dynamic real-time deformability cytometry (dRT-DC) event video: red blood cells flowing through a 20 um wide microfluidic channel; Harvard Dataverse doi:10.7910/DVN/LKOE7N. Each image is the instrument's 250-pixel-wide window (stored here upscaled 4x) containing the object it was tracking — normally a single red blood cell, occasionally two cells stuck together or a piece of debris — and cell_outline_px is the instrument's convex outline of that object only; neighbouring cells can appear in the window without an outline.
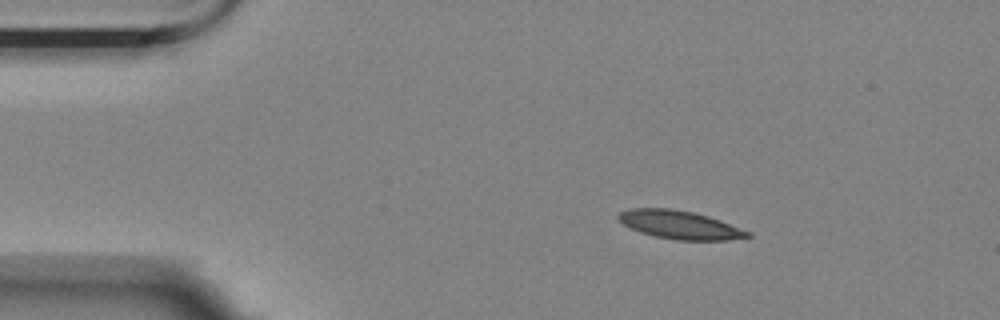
{"species": "Egyptian fruit bat (a non-hibernating species)", "species_latin": "Rousettus aegyptiacus", "temperature_condition": "room temperature", "stored_images_in_passage": 4, "camera_frame_rate_fps": 3000, "um_per_image_px": 0.085, "animal": {"sex": "female"}, "frame": {"image": 1, "passage_image": 2, "time_ms": 0.333, "image_size_px": [1000, 320], "cell_outline_px": [[752, 236], [728, 240], [676, 240], [656, 236], [640, 232], [624, 224], [616, 216], [620, 212], [628, 208], [672, 208], [692, 212], [708, 216], [720, 220], [752, 232]], "centroid_in_image_um": [57.8, 19.1], "position_along_channel_um": 27.2, "area_um2": 21.27}}